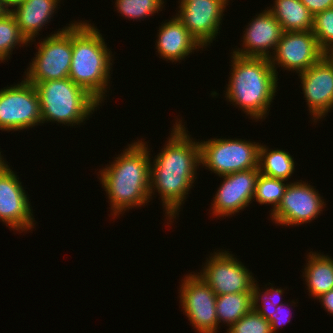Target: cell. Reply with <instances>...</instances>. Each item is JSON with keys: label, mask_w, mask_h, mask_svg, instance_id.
Listing matches in <instances>:
<instances>
[{"label": "cell", "mask_w": 333, "mask_h": 333, "mask_svg": "<svg viewBox=\"0 0 333 333\" xmlns=\"http://www.w3.org/2000/svg\"><path fill=\"white\" fill-rule=\"evenodd\" d=\"M182 122L177 118L164 147L156 158L151 157L154 159L150 168V200L158 192L170 223L179 215L192 186L195 187L197 168L201 165L199 141L188 135Z\"/></svg>", "instance_id": "obj_1"}, {"label": "cell", "mask_w": 333, "mask_h": 333, "mask_svg": "<svg viewBox=\"0 0 333 333\" xmlns=\"http://www.w3.org/2000/svg\"><path fill=\"white\" fill-rule=\"evenodd\" d=\"M147 142L139 140L127 146L113 162L98 174L110 201L111 216L144 206L150 202L151 157Z\"/></svg>", "instance_id": "obj_2"}, {"label": "cell", "mask_w": 333, "mask_h": 333, "mask_svg": "<svg viewBox=\"0 0 333 333\" xmlns=\"http://www.w3.org/2000/svg\"><path fill=\"white\" fill-rule=\"evenodd\" d=\"M231 54V76L224 91L226 100L252 120L265 119L278 89V75L267 58Z\"/></svg>", "instance_id": "obj_3"}, {"label": "cell", "mask_w": 333, "mask_h": 333, "mask_svg": "<svg viewBox=\"0 0 333 333\" xmlns=\"http://www.w3.org/2000/svg\"><path fill=\"white\" fill-rule=\"evenodd\" d=\"M73 22L72 61L68 77L102 104L110 84L112 52L93 23Z\"/></svg>", "instance_id": "obj_4"}, {"label": "cell", "mask_w": 333, "mask_h": 333, "mask_svg": "<svg viewBox=\"0 0 333 333\" xmlns=\"http://www.w3.org/2000/svg\"><path fill=\"white\" fill-rule=\"evenodd\" d=\"M31 84L35 85L39 95L43 124L55 122L75 127L101 106L96 98L69 77Z\"/></svg>", "instance_id": "obj_5"}, {"label": "cell", "mask_w": 333, "mask_h": 333, "mask_svg": "<svg viewBox=\"0 0 333 333\" xmlns=\"http://www.w3.org/2000/svg\"><path fill=\"white\" fill-rule=\"evenodd\" d=\"M199 144L201 165L219 177L258 168L259 142L211 138Z\"/></svg>", "instance_id": "obj_6"}, {"label": "cell", "mask_w": 333, "mask_h": 333, "mask_svg": "<svg viewBox=\"0 0 333 333\" xmlns=\"http://www.w3.org/2000/svg\"><path fill=\"white\" fill-rule=\"evenodd\" d=\"M68 25L40 39L43 41L38 43V52L24 74L27 81L39 83L68 78L72 61V23Z\"/></svg>", "instance_id": "obj_7"}, {"label": "cell", "mask_w": 333, "mask_h": 333, "mask_svg": "<svg viewBox=\"0 0 333 333\" xmlns=\"http://www.w3.org/2000/svg\"><path fill=\"white\" fill-rule=\"evenodd\" d=\"M23 79L14 86L7 85L0 90V130L2 131H23L43 125L36 87L25 78Z\"/></svg>", "instance_id": "obj_8"}, {"label": "cell", "mask_w": 333, "mask_h": 333, "mask_svg": "<svg viewBox=\"0 0 333 333\" xmlns=\"http://www.w3.org/2000/svg\"><path fill=\"white\" fill-rule=\"evenodd\" d=\"M229 251L211 253L199 275L217 295L252 292L256 279L242 262Z\"/></svg>", "instance_id": "obj_9"}, {"label": "cell", "mask_w": 333, "mask_h": 333, "mask_svg": "<svg viewBox=\"0 0 333 333\" xmlns=\"http://www.w3.org/2000/svg\"><path fill=\"white\" fill-rule=\"evenodd\" d=\"M190 273L181 280L179 288L183 313L197 333H217V295L196 272Z\"/></svg>", "instance_id": "obj_10"}, {"label": "cell", "mask_w": 333, "mask_h": 333, "mask_svg": "<svg viewBox=\"0 0 333 333\" xmlns=\"http://www.w3.org/2000/svg\"><path fill=\"white\" fill-rule=\"evenodd\" d=\"M300 181L289 182L277 209L269 214L273 223L282 226L310 223L327 205L314 186Z\"/></svg>", "instance_id": "obj_11"}, {"label": "cell", "mask_w": 333, "mask_h": 333, "mask_svg": "<svg viewBox=\"0 0 333 333\" xmlns=\"http://www.w3.org/2000/svg\"><path fill=\"white\" fill-rule=\"evenodd\" d=\"M325 54L312 31H287L283 33L269 60L276 75L278 67L301 73L312 67Z\"/></svg>", "instance_id": "obj_12"}, {"label": "cell", "mask_w": 333, "mask_h": 333, "mask_svg": "<svg viewBox=\"0 0 333 333\" xmlns=\"http://www.w3.org/2000/svg\"><path fill=\"white\" fill-rule=\"evenodd\" d=\"M10 167L0 172V221L13 231L27 232L35 226L32 206L17 173Z\"/></svg>", "instance_id": "obj_13"}, {"label": "cell", "mask_w": 333, "mask_h": 333, "mask_svg": "<svg viewBox=\"0 0 333 333\" xmlns=\"http://www.w3.org/2000/svg\"><path fill=\"white\" fill-rule=\"evenodd\" d=\"M229 0H194L178 7L176 17L203 47L211 46L220 33L223 13ZM219 31V32H218ZM207 46V47H206Z\"/></svg>", "instance_id": "obj_14"}, {"label": "cell", "mask_w": 333, "mask_h": 333, "mask_svg": "<svg viewBox=\"0 0 333 333\" xmlns=\"http://www.w3.org/2000/svg\"><path fill=\"white\" fill-rule=\"evenodd\" d=\"M259 174V169L253 168L220 176L223 181L211 203L213 216L226 218L245 210L253 202Z\"/></svg>", "instance_id": "obj_15"}, {"label": "cell", "mask_w": 333, "mask_h": 333, "mask_svg": "<svg viewBox=\"0 0 333 333\" xmlns=\"http://www.w3.org/2000/svg\"><path fill=\"white\" fill-rule=\"evenodd\" d=\"M311 120L316 122L333 110V60L325 54L312 67L298 73Z\"/></svg>", "instance_id": "obj_16"}, {"label": "cell", "mask_w": 333, "mask_h": 333, "mask_svg": "<svg viewBox=\"0 0 333 333\" xmlns=\"http://www.w3.org/2000/svg\"><path fill=\"white\" fill-rule=\"evenodd\" d=\"M256 16L254 19L252 18L243 32V43L241 45L243 48L233 49L231 53L242 57L269 59L274 53L284 31L267 8L262 13L256 14Z\"/></svg>", "instance_id": "obj_17"}, {"label": "cell", "mask_w": 333, "mask_h": 333, "mask_svg": "<svg viewBox=\"0 0 333 333\" xmlns=\"http://www.w3.org/2000/svg\"><path fill=\"white\" fill-rule=\"evenodd\" d=\"M163 23V24H162ZM159 26L157 32L156 48L159 56L166 61L179 62L203 47L198 41L190 34L188 29L176 17L165 20Z\"/></svg>", "instance_id": "obj_18"}, {"label": "cell", "mask_w": 333, "mask_h": 333, "mask_svg": "<svg viewBox=\"0 0 333 333\" xmlns=\"http://www.w3.org/2000/svg\"><path fill=\"white\" fill-rule=\"evenodd\" d=\"M61 0H22L8 8L14 15L21 33L29 42L35 41L39 32L56 13ZM59 3V4H58ZM36 36V37H35Z\"/></svg>", "instance_id": "obj_19"}, {"label": "cell", "mask_w": 333, "mask_h": 333, "mask_svg": "<svg viewBox=\"0 0 333 333\" xmlns=\"http://www.w3.org/2000/svg\"><path fill=\"white\" fill-rule=\"evenodd\" d=\"M304 265L303 277L309 295L318 297L333 289V258L327 254L310 251Z\"/></svg>", "instance_id": "obj_20"}, {"label": "cell", "mask_w": 333, "mask_h": 333, "mask_svg": "<svg viewBox=\"0 0 333 333\" xmlns=\"http://www.w3.org/2000/svg\"><path fill=\"white\" fill-rule=\"evenodd\" d=\"M273 5L267 9L280 23L284 32L312 31L314 16L300 0H275Z\"/></svg>", "instance_id": "obj_21"}, {"label": "cell", "mask_w": 333, "mask_h": 333, "mask_svg": "<svg viewBox=\"0 0 333 333\" xmlns=\"http://www.w3.org/2000/svg\"><path fill=\"white\" fill-rule=\"evenodd\" d=\"M294 157L289 152L280 149H269L260 145L258 157V169L261 174L288 181L295 169Z\"/></svg>", "instance_id": "obj_22"}, {"label": "cell", "mask_w": 333, "mask_h": 333, "mask_svg": "<svg viewBox=\"0 0 333 333\" xmlns=\"http://www.w3.org/2000/svg\"><path fill=\"white\" fill-rule=\"evenodd\" d=\"M253 308L252 292L231 293L217 296L216 315L218 327L226 323L227 327L236 323Z\"/></svg>", "instance_id": "obj_23"}, {"label": "cell", "mask_w": 333, "mask_h": 333, "mask_svg": "<svg viewBox=\"0 0 333 333\" xmlns=\"http://www.w3.org/2000/svg\"><path fill=\"white\" fill-rule=\"evenodd\" d=\"M30 42L21 33L14 15L7 9L0 14V61L5 62L16 46L23 47Z\"/></svg>", "instance_id": "obj_24"}, {"label": "cell", "mask_w": 333, "mask_h": 333, "mask_svg": "<svg viewBox=\"0 0 333 333\" xmlns=\"http://www.w3.org/2000/svg\"><path fill=\"white\" fill-rule=\"evenodd\" d=\"M288 184L286 180L268 177L260 173L256 181L253 201L256 200L260 205L271 204V213H273L280 204Z\"/></svg>", "instance_id": "obj_25"}, {"label": "cell", "mask_w": 333, "mask_h": 333, "mask_svg": "<svg viewBox=\"0 0 333 333\" xmlns=\"http://www.w3.org/2000/svg\"><path fill=\"white\" fill-rule=\"evenodd\" d=\"M164 0H116V11L123 17L134 20H144L162 11Z\"/></svg>", "instance_id": "obj_26"}, {"label": "cell", "mask_w": 333, "mask_h": 333, "mask_svg": "<svg viewBox=\"0 0 333 333\" xmlns=\"http://www.w3.org/2000/svg\"><path fill=\"white\" fill-rule=\"evenodd\" d=\"M283 293L284 290L281 287L276 289L273 285L270 288H264V292H262L257 281H255L252 286L253 309L268 320L276 312V306L283 304L281 302Z\"/></svg>", "instance_id": "obj_27"}, {"label": "cell", "mask_w": 333, "mask_h": 333, "mask_svg": "<svg viewBox=\"0 0 333 333\" xmlns=\"http://www.w3.org/2000/svg\"><path fill=\"white\" fill-rule=\"evenodd\" d=\"M312 33L325 53L333 48V8L314 15Z\"/></svg>", "instance_id": "obj_28"}, {"label": "cell", "mask_w": 333, "mask_h": 333, "mask_svg": "<svg viewBox=\"0 0 333 333\" xmlns=\"http://www.w3.org/2000/svg\"><path fill=\"white\" fill-rule=\"evenodd\" d=\"M226 331V333H273L270 322L253 308Z\"/></svg>", "instance_id": "obj_29"}, {"label": "cell", "mask_w": 333, "mask_h": 333, "mask_svg": "<svg viewBox=\"0 0 333 333\" xmlns=\"http://www.w3.org/2000/svg\"><path fill=\"white\" fill-rule=\"evenodd\" d=\"M288 303H283L280 304L278 306H276V312L273 313V315L270 316V318L268 319V321L271 324V329L273 333H276V331H279L277 329H280L281 325H285L287 323H290L291 319V313L290 310L286 311L287 309H289L288 307ZM286 307H288L286 309Z\"/></svg>", "instance_id": "obj_30"}, {"label": "cell", "mask_w": 333, "mask_h": 333, "mask_svg": "<svg viewBox=\"0 0 333 333\" xmlns=\"http://www.w3.org/2000/svg\"><path fill=\"white\" fill-rule=\"evenodd\" d=\"M314 16L316 13L333 8V0H300Z\"/></svg>", "instance_id": "obj_31"}, {"label": "cell", "mask_w": 333, "mask_h": 333, "mask_svg": "<svg viewBox=\"0 0 333 333\" xmlns=\"http://www.w3.org/2000/svg\"><path fill=\"white\" fill-rule=\"evenodd\" d=\"M317 299L322 303L321 306H324V310H326L328 314H333V289L324 293Z\"/></svg>", "instance_id": "obj_32"}, {"label": "cell", "mask_w": 333, "mask_h": 333, "mask_svg": "<svg viewBox=\"0 0 333 333\" xmlns=\"http://www.w3.org/2000/svg\"><path fill=\"white\" fill-rule=\"evenodd\" d=\"M1 152H2V151H0V172H1L6 166H8V164H7L8 162L5 161L3 155H1Z\"/></svg>", "instance_id": "obj_33"}, {"label": "cell", "mask_w": 333, "mask_h": 333, "mask_svg": "<svg viewBox=\"0 0 333 333\" xmlns=\"http://www.w3.org/2000/svg\"><path fill=\"white\" fill-rule=\"evenodd\" d=\"M19 1H22V0H3L5 6L7 8H10L13 4L18 3Z\"/></svg>", "instance_id": "obj_34"}, {"label": "cell", "mask_w": 333, "mask_h": 333, "mask_svg": "<svg viewBox=\"0 0 333 333\" xmlns=\"http://www.w3.org/2000/svg\"><path fill=\"white\" fill-rule=\"evenodd\" d=\"M8 8L5 6L3 0H0V14L6 11Z\"/></svg>", "instance_id": "obj_35"}, {"label": "cell", "mask_w": 333, "mask_h": 333, "mask_svg": "<svg viewBox=\"0 0 333 333\" xmlns=\"http://www.w3.org/2000/svg\"><path fill=\"white\" fill-rule=\"evenodd\" d=\"M333 60V48L326 53Z\"/></svg>", "instance_id": "obj_36"}, {"label": "cell", "mask_w": 333, "mask_h": 333, "mask_svg": "<svg viewBox=\"0 0 333 333\" xmlns=\"http://www.w3.org/2000/svg\"><path fill=\"white\" fill-rule=\"evenodd\" d=\"M189 1H194V0H179L178 2V4H184V3H187V2H189Z\"/></svg>", "instance_id": "obj_37"}]
</instances>
